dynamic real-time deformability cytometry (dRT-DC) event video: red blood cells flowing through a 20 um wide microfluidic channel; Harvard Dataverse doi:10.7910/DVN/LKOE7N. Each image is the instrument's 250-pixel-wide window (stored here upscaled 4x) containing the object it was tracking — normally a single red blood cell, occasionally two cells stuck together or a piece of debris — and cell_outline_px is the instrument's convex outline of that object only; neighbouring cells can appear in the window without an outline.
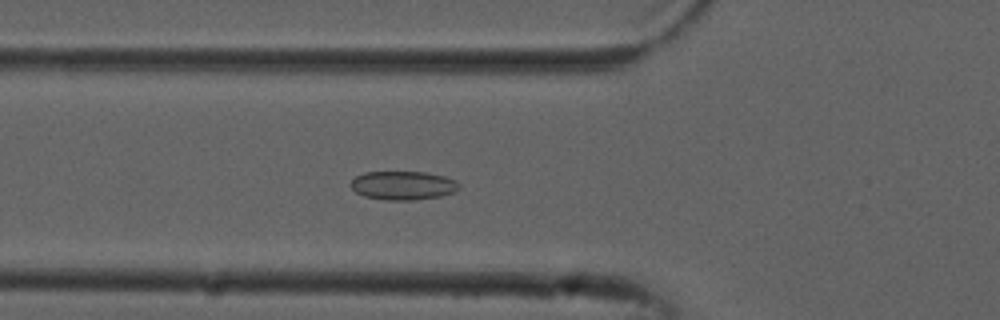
{"species": "common noctule bat (a hibernating species)", "species_latin": "Nyctalus noctula", "temperature_condition": "cold", "stored_images_in_passage": 33, "camera_frame_rate_fps": 3000, "um_per_image_px": 0.085, "animal": {"sex": "male", "forearm_length_mm": 52.5}, "frame": {"image": 1, "passage_image": 19, "time_ms": 6.0, "image_size_px": [1000, 320], "cell_outline_px": [[460, 188], [456, 192], [440, 196], [412, 200], [384, 200], [364, 196], [356, 192], [348, 184], [356, 176], [364, 172], [424, 172], [444, 176], [456, 180], [460, 184]], "centroid_in_image_um": [34.27, 15.76], "position_along_channel_um": 91.5, "area_um2": 18.26}}
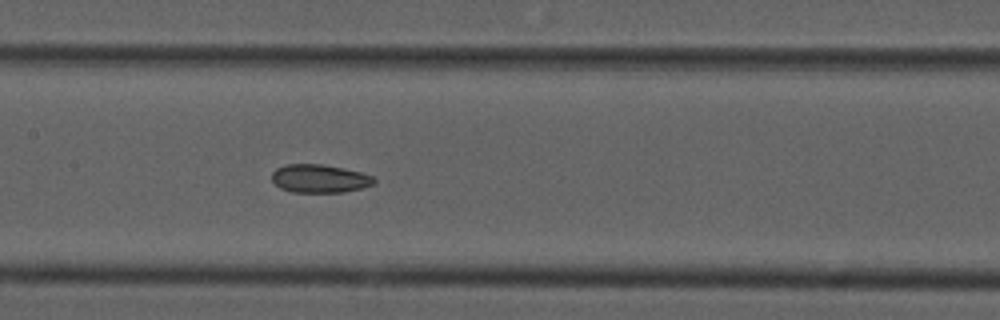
{"frame": {"image": 2, "passage_image": 26, "time_ms": 8.333, "image_size_px": [1000, 320], "cell_outline_px": [[376, 184], [344, 192], [292, 192], [280, 188], [272, 180], [272, 172], [276, 168], [284, 164], [320, 164], [360, 172], [372, 176], [376, 180]], "centroid_in_image_um": [27.14, 15.18], "position_along_channel_um": 180.3, "area_um2": 16.76}}
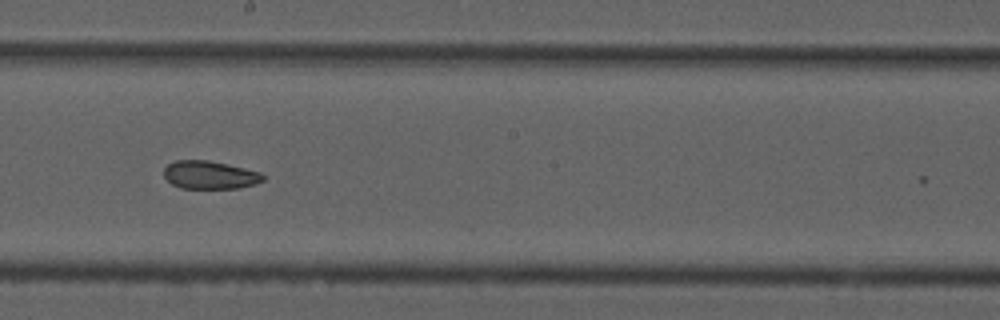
{"frame": {"image": 3, "passage_image": 30, "time_ms": 9.667, "image_size_px": [1000, 320], "cell_outline_px": [[264, 180], [256, 184], [240, 188], [180, 188], [172, 184], [164, 176], [164, 168], [168, 164], [176, 160], [208, 160], [228, 164], [260, 172], [264, 176]], "centroid_in_image_um": [17.84, 14.87], "position_along_channel_um": 230.4, "area_um2": 16.24}}